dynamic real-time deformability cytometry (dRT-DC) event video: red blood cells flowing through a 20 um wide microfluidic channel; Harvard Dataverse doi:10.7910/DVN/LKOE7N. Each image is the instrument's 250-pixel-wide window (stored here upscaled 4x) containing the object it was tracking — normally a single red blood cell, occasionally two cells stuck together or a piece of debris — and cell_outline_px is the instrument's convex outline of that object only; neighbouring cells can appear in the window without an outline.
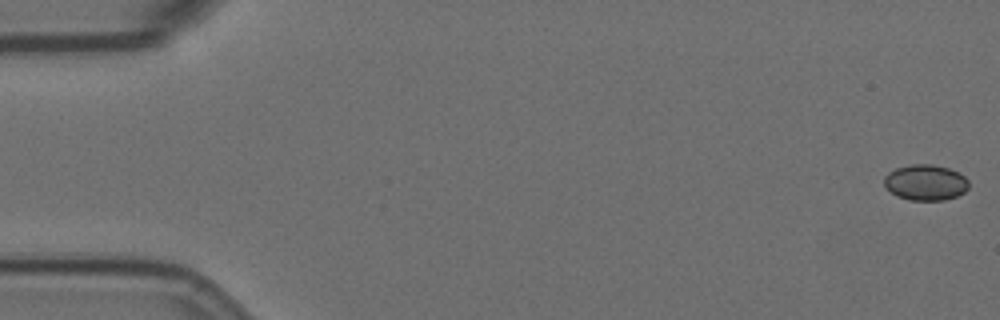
{"species": "Egyptian fruit bat (a non-hibernating species)", "species_latin": "Rousettus aegyptiacus", "temperature_condition": "room temperature", "stored_images_in_passage": 58, "camera_frame_rate_fps": 3000, "um_per_image_px": 0.085, "animal": {"sex": "female"}, "frame": {"image": 1, "passage_image": 1, "time_ms": 0.0, "image_size_px": [1000, 320], "cell_outline_px": [[968, 188], [964, 192], [956, 196], [944, 200], [912, 200], [896, 196], [884, 184], [884, 176], [888, 172], [896, 168], [908, 164], [932, 164], [948, 168], [960, 172], [968, 180]], "centroid_in_image_um": [78.67, 15.49], "position_along_channel_um": 6.3, "area_um2": 17.69}}
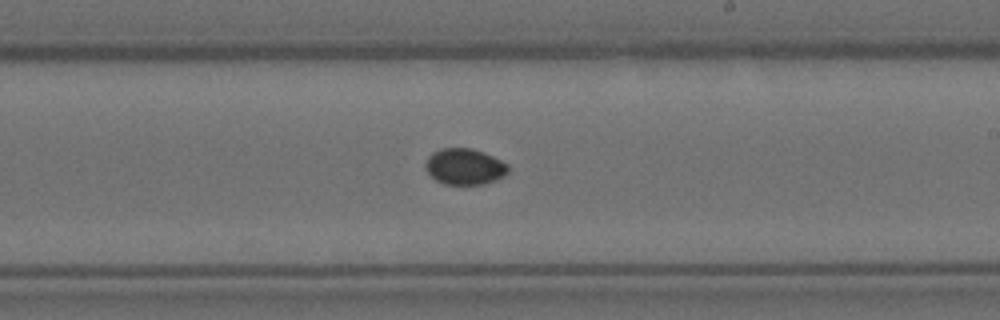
{"frame": {"image": 2, "passage_image": 34, "time_ms": 11.0, "image_size_px": [1000, 320], "cell_outline_px": [[508, 172], [504, 176], [496, 180], [484, 184], [444, 184], [436, 180], [424, 168], [424, 164], [428, 156], [432, 152], [440, 148], [472, 148], [484, 152], [508, 164]], "centroid_in_image_um": [39.48, 14.15], "position_along_channel_um": 249.5, "area_um2": 17.51}}
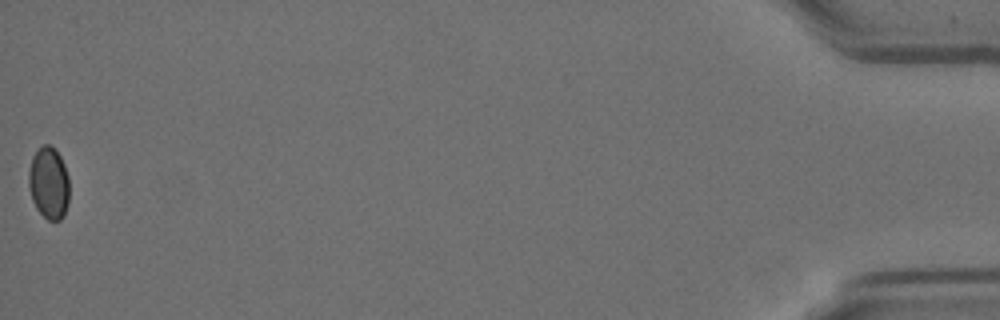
{"frame": {"image": 3, "passage_image": 58, "time_ms": 19.0, "image_size_px": [1000, 320], "cell_outline_px": [[68, 204], [64, 216], [60, 220], [48, 220], [36, 208], [32, 200], [28, 184], [28, 172], [32, 156], [44, 144], [48, 144], [60, 156], [64, 164], [68, 176]], "centroid_in_image_um": [4.14, 15.58], "position_along_channel_um": 431.1, "area_um2": 16.99}}